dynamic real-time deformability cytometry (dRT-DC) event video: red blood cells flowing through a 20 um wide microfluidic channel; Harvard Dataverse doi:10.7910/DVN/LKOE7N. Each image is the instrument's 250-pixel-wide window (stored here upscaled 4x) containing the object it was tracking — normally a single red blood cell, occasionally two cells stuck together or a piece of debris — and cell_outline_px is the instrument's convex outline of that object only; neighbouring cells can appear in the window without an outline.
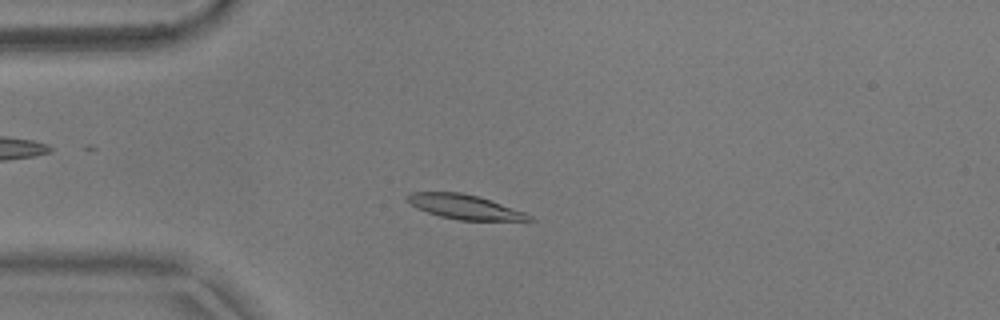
{"species": "common noctule bat (a hibernating species)", "species_latin": "Nyctalus noctula", "temperature_condition": "warm", "stored_images_in_passage": 42, "camera_frame_rate_fps": 3000, "um_per_image_px": 0.085, "animal": {"sex": "male", "body_mass_g": 17.9}, "frame": {"image": 1, "passage_image": 2, "time_ms": 0.333, "image_size_px": [1000, 320], "cell_outline_px": [[536, 220], [460, 220], [440, 216], [416, 208], [404, 200], [404, 196], [412, 192], [460, 192], [476, 196], [524, 212], [532, 216]], "centroid_in_image_um": [39.4, 17.58], "position_along_channel_um": 45.6, "area_um2": 17.11}}
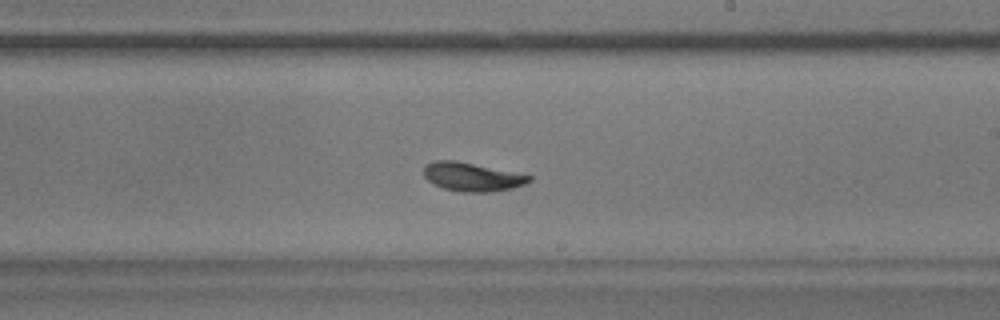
{"frame": {"image": 2, "passage_image": 20, "time_ms": 6.333, "image_size_px": [1000, 320], "cell_outline_px": [[532, 180], [524, 184], [512, 188], [492, 192], [460, 192], [444, 188], [428, 180], [424, 176], [424, 168], [428, 164], [436, 160], [456, 160], [532, 176]], "centroid_in_image_um": [40.13, 15.04], "position_along_channel_um": 248.9, "area_um2": 17.34}}
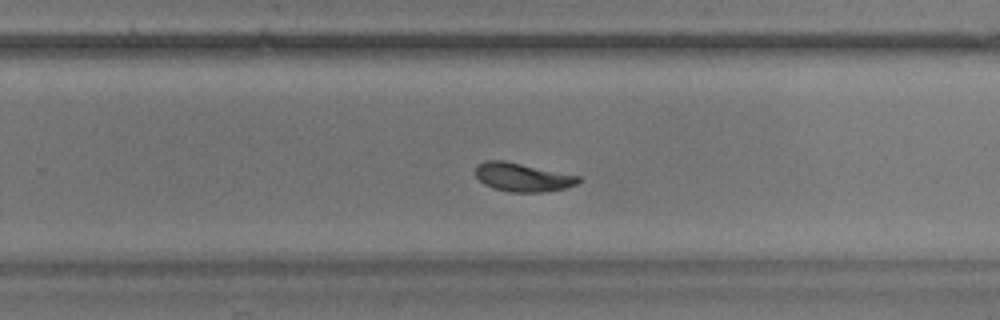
{"frame": {"image": 3, "passage_image": 23, "time_ms": 7.333, "image_size_px": [1000, 320], "cell_outline_px": [[580, 180], [576, 184], [564, 188], [548, 192], [508, 192], [492, 188], [484, 184], [476, 176], [476, 164], [484, 160], [504, 160], [580, 176]], "centroid_in_image_um": [44.38, 15.06], "position_along_channel_um": 285.4, "area_um2": 17.22}, "authors_computed_cell_mechanics": {"area_um2": 17.5423, "velocity_mm_per_s": 3.6675, "shape_relaxation_time_tau1_ms": 3.8279, "shape_relaxation_time_tau2_ms": 2.6549, "deformation_change_tau1": 0.1558, "deformation_change_tau2": 0.0651}}